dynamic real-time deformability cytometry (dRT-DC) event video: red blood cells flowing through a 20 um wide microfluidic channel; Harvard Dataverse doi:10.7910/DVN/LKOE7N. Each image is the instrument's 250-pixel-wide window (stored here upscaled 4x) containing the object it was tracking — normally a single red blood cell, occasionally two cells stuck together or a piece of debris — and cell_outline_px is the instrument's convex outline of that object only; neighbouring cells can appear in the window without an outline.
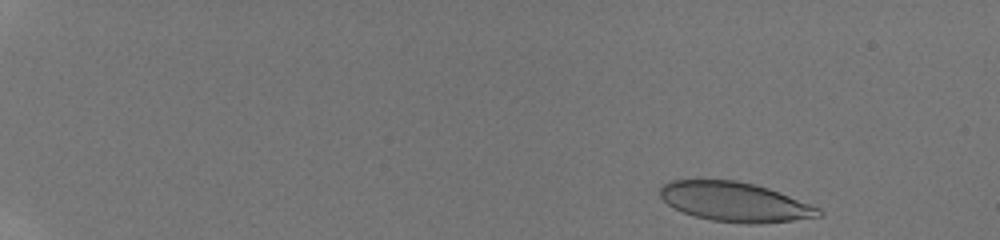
{"species": "human", "species_latin": "Homo sapiens", "temperature_condition": "room temperature", "stored_images_in_passage": 35, "camera_frame_rate_fps": 3000, "um_per_image_px": 0.085, "donor": {"sex": "male"}, "frame": {"image": 1, "passage_image": 2, "time_ms": 0.333, "image_size_px": [1000, 240], "cell_outline_px": [[824, 216], [760, 224], [748, 224], [712, 220], [696, 216], [684, 212], [668, 204], [660, 196], [660, 188], [664, 184], [672, 180], [736, 180], [756, 184], [768, 188], [820, 208], [824, 212]], "centroid_in_image_um": [62.5, 17.16], "position_along_channel_um": 22.5, "area_um2": 36.24}}
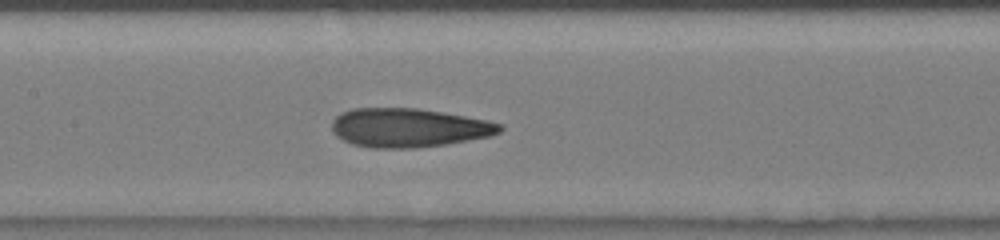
{"frame": {"image": 2, "passage_image": 14, "time_ms": 8.0, "image_size_px": [1000, 240], "cell_outline_px": [[504, 128], [500, 132], [492, 136], [444, 144], [416, 148], [372, 148], [352, 144], [336, 136], [332, 132], [332, 120], [336, 116], [352, 108], [416, 108], [488, 120], [504, 124]], "centroid_in_image_um": [34.74, 10.86], "position_along_channel_um": 172.7, "area_um2": 38.09}}
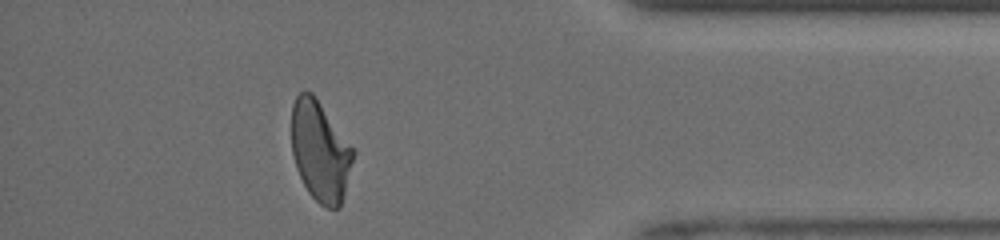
{"frame": {"image": 3, "passage_image": 31, "time_ms": 14.333, "image_size_px": [1000, 240], "cell_outline_px": [[356, 152], [340, 208], [328, 208], [320, 204], [308, 192], [296, 168], [292, 152], [292, 104], [296, 96], [300, 92], [312, 92], [316, 96]], "centroid_in_image_um": [27.22, 12.84], "position_along_channel_um": 408.0, "area_um2": 36.01}, "authors_computed_cell_mechanics": {"area_um2": 37.5122, "velocity_mm_per_s": 4.0809, "shape_relaxation_time_tau1_ms": null, "shape_relaxation_time_tau2_ms": 1.4515, "deformation_change_tau1": null, "deformation_change_tau2": 0.0988}}